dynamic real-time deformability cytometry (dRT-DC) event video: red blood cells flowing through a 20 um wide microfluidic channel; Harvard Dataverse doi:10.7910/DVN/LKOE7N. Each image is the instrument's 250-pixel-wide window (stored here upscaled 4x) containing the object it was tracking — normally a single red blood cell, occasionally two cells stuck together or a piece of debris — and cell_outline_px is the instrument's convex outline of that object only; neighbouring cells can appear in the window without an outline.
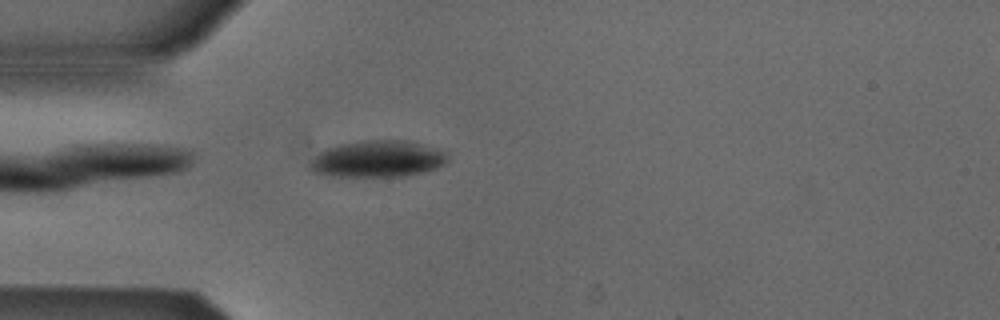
{"species": "Egyptian fruit bat (a non-hibernating species)", "species_latin": "Rousettus aegyptiacus", "temperature_condition": "cold", "stored_images_in_passage": 40, "camera_frame_rate_fps": 3000, "um_per_image_px": 0.085, "animal": {"sex": "male"}, "frame": {"image": 1, "passage_image": 2, "time_ms": 0.333, "image_size_px": [1000, 320], "cell_outline_px": [[448, 160], [444, 164], [436, 168], [404, 176], [332, 176], [312, 172], [308, 168], [312, 160], [324, 148], [340, 144], [364, 140], [404, 140], [420, 144], [448, 152]], "centroid_in_image_um": [32.08, 13.5], "position_along_channel_um": 52.9, "area_um2": 29.25}}
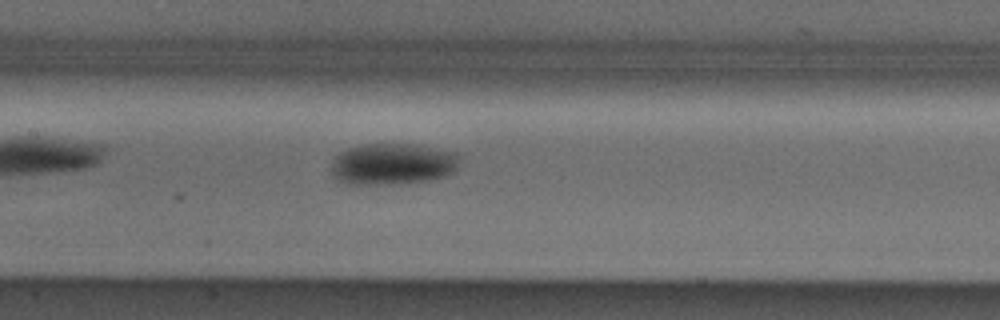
{"frame": {"image": 2, "passage_image": 12, "time_ms": 3.667, "image_size_px": [1000, 320], "cell_outline_px": [[460, 160], [456, 168], [452, 172], [444, 176], [428, 180], [384, 184], [348, 184], [336, 180], [332, 176], [332, 160], [340, 152], [348, 148], [364, 144], [420, 144], [460, 152]], "centroid_in_image_um": [33.4, 13.91], "position_along_channel_um": 174.0, "area_um2": 31.33}}
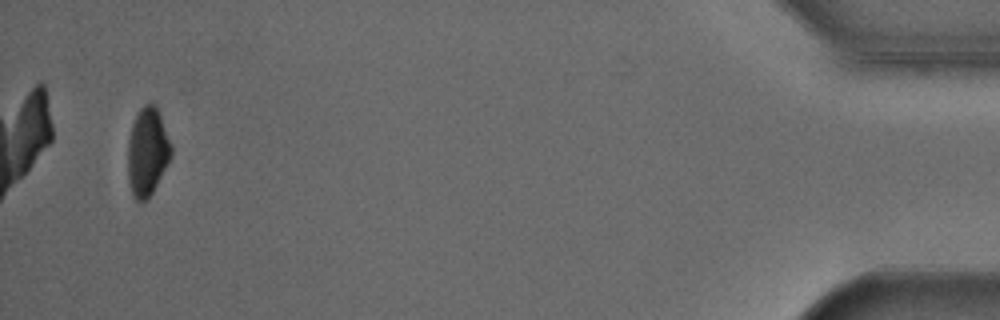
{"frame": {"image": 3, "passage_image": 38, "time_ms": 12.333, "image_size_px": [1000, 320], "cell_outline_px": [[172, 156], [152, 192], [140, 204], [136, 200], [132, 192], [128, 180], [128, 140], [132, 124], [140, 108], [144, 104], [156, 104], [172, 148]], "centroid_in_image_um": [12.52, 12.89], "position_along_channel_um": 422.7, "area_um2": 22.02}, "authors_computed_cell_mechanics": {"area_um2": 29.0156, "velocity_mm_per_s": 3.8662, "shape_relaxation_time_tau1_ms": 4.4114, "shape_relaxation_time_tau2_ms": null, "deformation_change_tau1": 0.107, "deformation_change_tau2": null}}